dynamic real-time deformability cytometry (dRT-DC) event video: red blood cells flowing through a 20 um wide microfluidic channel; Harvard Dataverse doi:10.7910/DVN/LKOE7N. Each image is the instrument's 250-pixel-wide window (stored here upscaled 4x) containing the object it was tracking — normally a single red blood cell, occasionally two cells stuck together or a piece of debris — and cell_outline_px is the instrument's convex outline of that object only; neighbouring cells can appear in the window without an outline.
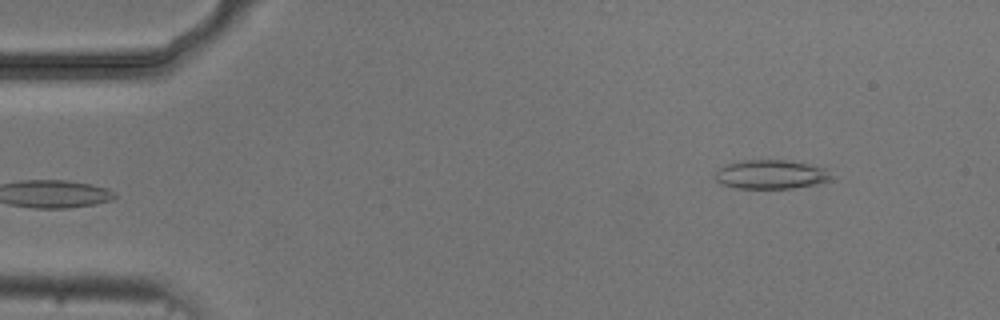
{"species": "common noctule bat (a hibernating species)", "species_latin": "Nyctalus noctula", "temperature_condition": "cold", "stored_images_in_passage": 5, "camera_frame_rate_fps": 3000, "um_per_image_px": 0.085, "animal": {"sex": "male", "body_mass_g": 20.5, "forearm_length_mm": 52.5}, "frame": {"image": 1, "passage_image": 5, "time_ms": 4.333, "image_size_px": [1000, 320], "cell_outline_px": [[836, 180], [816, 184], [792, 188], [736, 188], [724, 184], [716, 180], [716, 172], [720, 168], [728, 164], [740, 160], [784, 160], [808, 164], [824, 168]], "centroid_in_image_um": [65.58, 14.83], "position_along_channel_um": 19.4, "area_um2": 19.48}}